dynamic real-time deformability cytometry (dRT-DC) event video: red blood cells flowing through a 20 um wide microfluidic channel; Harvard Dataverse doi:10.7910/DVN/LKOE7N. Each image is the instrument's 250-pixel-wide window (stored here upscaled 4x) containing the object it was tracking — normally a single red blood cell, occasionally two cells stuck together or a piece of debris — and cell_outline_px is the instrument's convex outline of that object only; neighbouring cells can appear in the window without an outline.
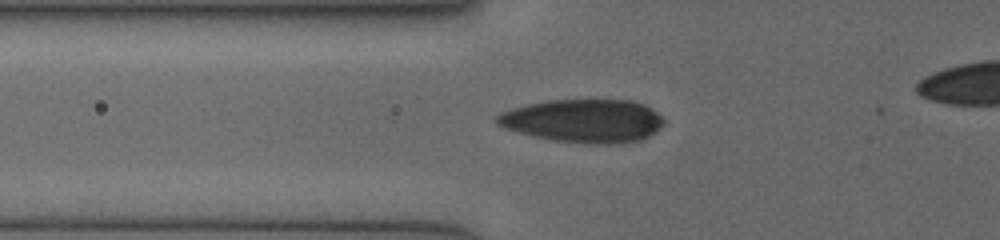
{"species": "human", "species_latin": "Homo sapiens", "temperature_condition": "cold", "stored_images_in_passage": 7, "camera_frame_rate_fps": 3000, "um_per_image_px": 0.085, "donor": {"sex": "female"}, "frame": {"image": 1, "passage_image": 2, "time_ms": 0.667, "image_size_px": [1000, 240], "cell_outline_px": [[664, 124], [656, 132], [640, 140], [608, 144], [588, 144], [552, 140], [532, 136], [504, 128], [496, 124], [492, 120], [500, 112], [512, 108], [528, 104], [548, 100], [632, 100], [644, 104], [652, 108], [664, 120]], "centroid_in_image_um": [49.56, 10.27], "position_along_channel_um": 76.2, "area_um2": 42.37}}
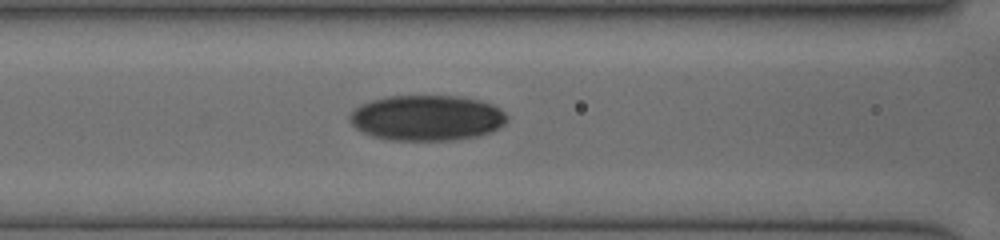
{"frame": {"image": 2, "passage_image": 4, "time_ms": 2.0, "image_size_px": [1000, 240], "cell_outline_px": [[508, 120], [504, 124], [492, 132], [476, 136], [452, 140], [388, 140], [372, 136], [356, 128], [348, 120], [348, 116], [360, 104], [372, 100], [388, 96], [456, 96], [480, 100], [492, 104], [500, 108], [508, 116]], "centroid_in_image_um": [36.29, 10.02], "position_along_channel_um": 130.3, "area_um2": 41.85}}
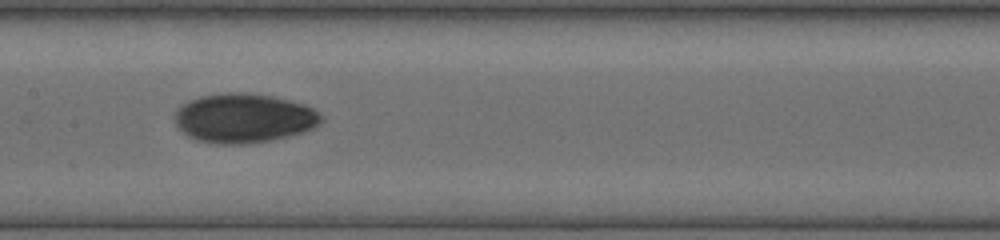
{"frame": {"image": 3, "passage_image": 6, "time_ms": 3.333, "image_size_px": [1000, 240], "cell_outline_px": [[324, 120], [320, 124], [304, 132], [288, 136], [268, 140], [244, 144], [216, 144], [196, 140], [188, 136], [176, 124], [176, 108], [180, 104], [188, 100], [200, 96], [224, 92], [244, 92], [272, 96], [292, 100], [304, 104], [312, 108], [324, 116]], "centroid_in_image_um": [20.74, 10.03], "position_along_channel_um": 186.7, "area_um2": 42.37}}